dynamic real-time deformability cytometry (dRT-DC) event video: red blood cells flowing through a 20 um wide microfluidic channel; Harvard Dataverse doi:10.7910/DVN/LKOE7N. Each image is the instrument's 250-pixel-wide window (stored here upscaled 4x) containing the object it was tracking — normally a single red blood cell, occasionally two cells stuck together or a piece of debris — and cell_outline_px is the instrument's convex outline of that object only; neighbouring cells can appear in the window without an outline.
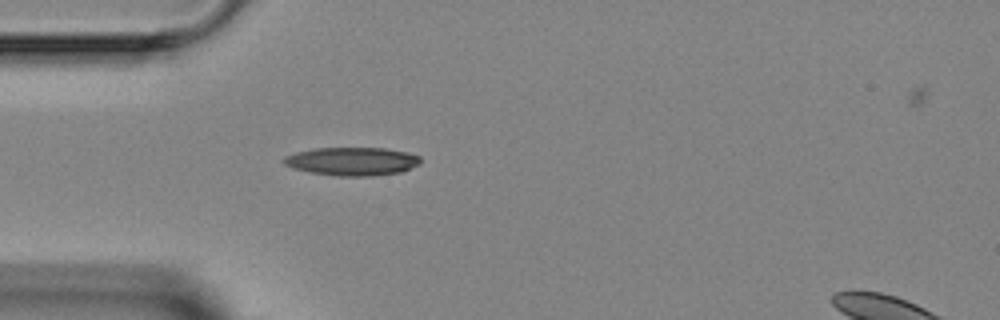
{"species": "Egyptian fruit bat (a non-hibernating species)", "species_latin": "Rousettus aegyptiacus", "temperature_condition": "room temperature", "stored_images_in_passage": 2, "segment_of_instrument_passage": [1, 2], "camera_frame_rate_fps": 3000, "um_per_image_px": 0.085, "animal": {"sex": "female"}, "frame": {"image": 1, "passage_image": 1, "time_ms": 0.0, "image_size_px": [1000, 320], "cell_outline_px": [[420, 164], [400, 172], [372, 176], [336, 176], [312, 172], [292, 168], [284, 164], [280, 160], [284, 156], [296, 152], [316, 148], [384, 148], [408, 152], [420, 156]], "centroid_in_image_um": [29.91, 13.71], "position_along_channel_um": 55.1, "area_um2": 22.6}}